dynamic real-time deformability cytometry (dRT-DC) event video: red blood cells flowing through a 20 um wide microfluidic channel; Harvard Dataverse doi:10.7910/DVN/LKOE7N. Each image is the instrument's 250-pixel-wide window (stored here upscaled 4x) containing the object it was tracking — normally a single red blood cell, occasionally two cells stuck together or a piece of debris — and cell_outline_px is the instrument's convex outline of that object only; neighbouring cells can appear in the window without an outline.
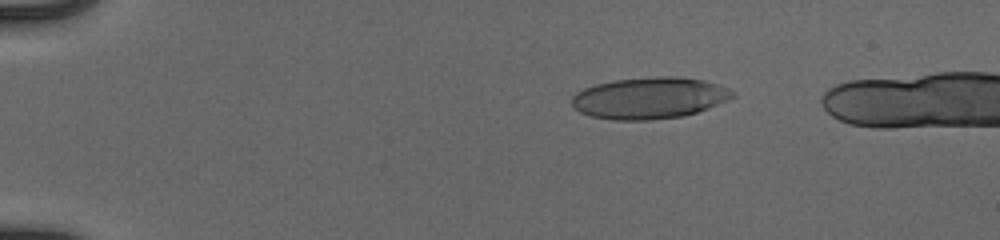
{"species": "human", "species_latin": "Homo sapiens", "temperature_condition": "cold", "stored_images_in_passage": 43, "camera_frame_rate_fps": 3000, "um_per_image_px": 0.085, "donor": {"sex": "male"}, "frame": {"image": 1, "passage_image": 1, "time_ms": 0.0, "image_size_px": [1000, 240], "cell_outline_px": [[736, 96], [728, 100], [708, 108], [684, 116], [648, 120], [612, 120], [592, 116], [580, 112], [572, 108], [572, 96], [576, 92], [584, 88], [596, 84], [612, 80], [656, 76], [680, 76], [704, 80], [728, 88], [736, 92]], "centroid_in_image_um": [55.2, 8.32], "position_along_channel_um": 29.8, "area_um2": 39.19}}
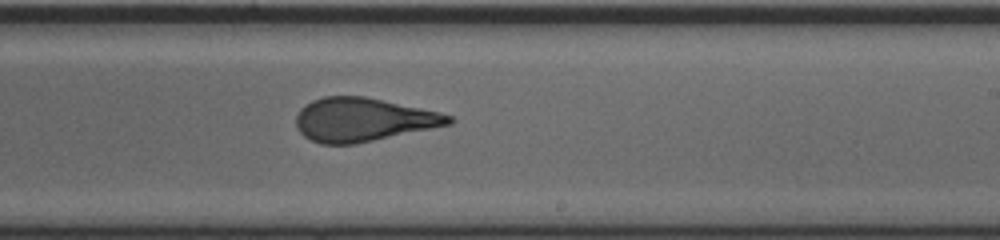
{"frame": {"image": 2, "passage_image": 25, "time_ms": 8.0, "image_size_px": [1000, 240], "cell_outline_px": [[456, 120], [452, 124], [356, 144], [320, 144], [304, 136], [296, 128], [296, 116], [300, 108], [304, 104], [312, 100], [324, 96], [364, 96], [440, 112], [452, 116]], "centroid_in_image_um": [30.85, 10.17], "position_along_channel_um": 258.2, "area_um2": 38.9}}
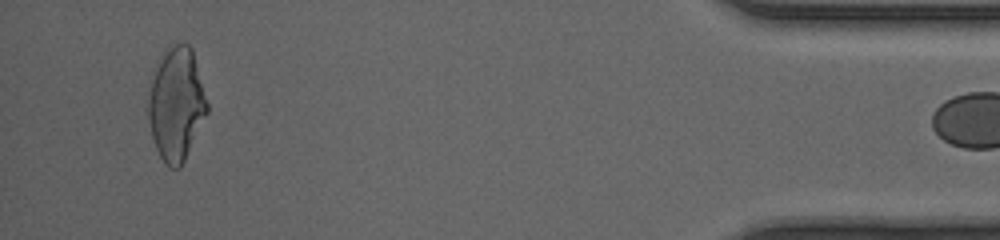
{"frame": {"image": 3, "passage_image": 42, "time_ms": 13.667, "image_size_px": [1000, 240], "cell_outline_px": [[208, 112], [180, 168], [168, 168], [164, 164], [156, 148], [152, 136], [144, 108], [152, 68], [164, 48], [168, 44], [188, 44], [192, 48], [208, 104]], "centroid_in_image_um": [14.91, 8.8], "position_along_channel_um": 420.3, "area_um2": 39.94}}